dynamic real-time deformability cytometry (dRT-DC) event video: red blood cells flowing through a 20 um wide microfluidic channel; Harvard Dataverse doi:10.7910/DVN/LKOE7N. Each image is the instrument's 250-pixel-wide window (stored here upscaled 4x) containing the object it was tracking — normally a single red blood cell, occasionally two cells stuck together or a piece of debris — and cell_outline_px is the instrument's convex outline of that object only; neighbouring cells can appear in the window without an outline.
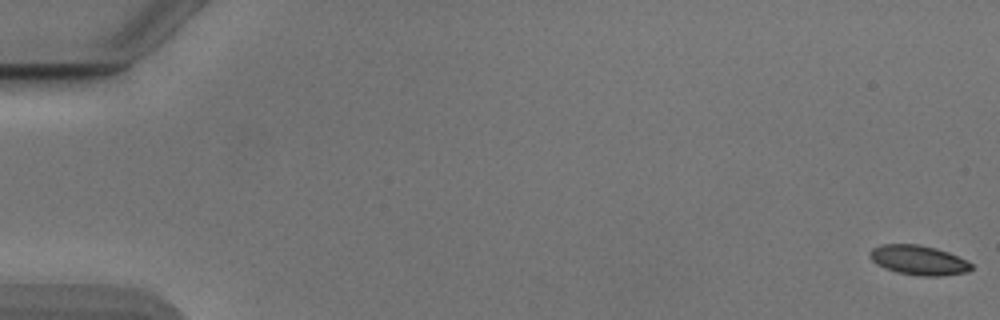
{"species": "Egyptian fruit bat (a non-hibernating species)", "species_latin": "Rousettus aegyptiacus", "temperature_condition": "cold", "stored_images_in_passage": 12, "camera_frame_rate_fps": 3000, "um_per_image_px": 0.085, "animal": {"sex": "male"}, "frame": {"image": 1, "passage_image": 1, "time_ms": 0.0, "image_size_px": [1000, 320], "cell_outline_px": [[972, 268], [968, 272], [940, 276], [920, 276], [896, 272], [884, 268], [876, 264], [868, 256], [868, 252], [872, 248], [880, 244], [920, 244], [936, 248], [948, 252], [972, 264]], "centroid_in_image_um": [78.02, 22.11], "position_along_channel_um": 7.0, "area_um2": 17.63}}